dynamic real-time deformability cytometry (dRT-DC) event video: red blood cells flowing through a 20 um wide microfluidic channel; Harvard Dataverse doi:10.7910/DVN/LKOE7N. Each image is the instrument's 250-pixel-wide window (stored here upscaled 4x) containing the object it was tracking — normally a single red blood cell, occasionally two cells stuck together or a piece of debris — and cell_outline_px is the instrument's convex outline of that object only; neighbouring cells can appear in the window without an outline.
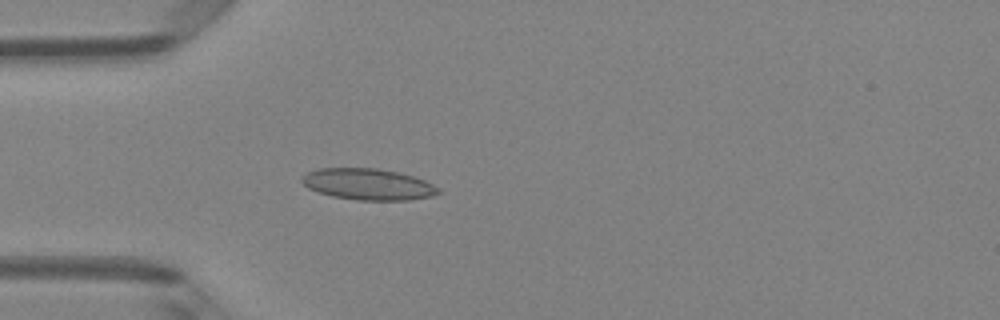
{"species": "Egyptian fruit bat (a non-hibernating species)", "species_latin": "Rousettus aegyptiacus", "temperature_condition": "room temperature", "stored_images_in_passage": 4, "camera_frame_rate_fps": 3000, "um_per_image_px": 0.085, "animal": {"sex": "female"}, "frame": {"image": 1, "passage_image": 4, "time_ms": 1.0, "image_size_px": [1000, 320], "cell_outline_px": [[440, 192], [432, 196], [408, 200], [356, 200], [332, 196], [308, 188], [300, 180], [308, 172], [320, 168], [376, 168], [400, 172], [424, 180], [440, 188]], "centroid_in_image_um": [31.31, 15.66], "position_along_channel_um": 53.7, "area_um2": 24.8}}